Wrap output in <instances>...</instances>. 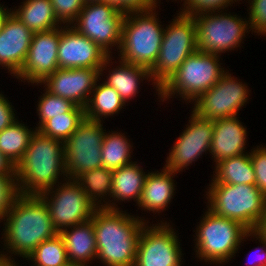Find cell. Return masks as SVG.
Here are the masks:
<instances>
[{"instance_id":"23","label":"cell","mask_w":266,"mask_h":266,"mask_svg":"<svg viewBox=\"0 0 266 266\" xmlns=\"http://www.w3.org/2000/svg\"><path fill=\"white\" fill-rule=\"evenodd\" d=\"M146 176L136 161L113 170L111 198L114 200H110L109 210H119L120 208L116 207L119 200H134L138 204Z\"/></svg>"},{"instance_id":"34","label":"cell","mask_w":266,"mask_h":266,"mask_svg":"<svg viewBox=\"0 0 266 266\" xmlns=\"http://www.w3.org/2000/svg\"><path fill=\"white\" fill-rule=\"evenodd\" d=\"M20 195L15 175H0V221L11 210Z\"/></svg>"},{"instance_id":"41","label":"cell","mask_w":266,"mask_h":266,"mask_svg":"<svg viewBox=\"0 0 266 266\" xmlns=\"http://www.w3.org/2000/svg\"><path fill=\"white\" fill-rule=\"evenodd\" d=\"M252 237L253 239L256 238L255 241L258 240L260 244H262V247H260L261 251L258 250L259 247L256 249L257 251L255 250V252L258 253L259 258L257 260L255 259L256 260L255 262H253L254 260L251 262L249 261L248 263H251L249 266H266V241L263 238H261L254 230L251 231V238Z\"/></svg>"},{"instance_id":"8","label":"cell","mask_w":266,"mask_h":266,"mask_svg":"<svg viewBox=\"0 0 266 266\" xmlns=\"http://www.w3.org/2000/svg\"><path fill=\"white\" fill-rule=\"evenodd\" d=\"M164 28V35L154 66L150 69L153 86L159 89L172 77L185 59L197 51L196 25L193 16L178 13Z\"/></svg>"},{"instance_id":"22","label":"cell","mask_w":266,"mask_h":266,"mask_svg":"<svg viewBox=\"0 0 266 266\" xmlns=\"http://www.w3.org/2000/svg\"><path fill=\"white\" fill-rule=\"evenodd\" d=\"M71 228V229H70ZM65 243L69 263L88 266L97 257L95 232L92 220L73 225L59 233Z\"/></svg>"},{"instance_id":"36","label":"cell","mask_w":266,"mask_h":266,"mask_svg":"<svg viewBox=\"0 0 266 266\" xmlns=\"http://www.w3.org/2000/svg\"><path fill=\"white\" fill-rule=\"evenodd\" d=\"M238 0H186L182 5L184 8L179 11L186 15H197L203 12H213L225 10Z\"/></svg>"},{"instance_id":"11","label":"cell","mask_w":266,"mask_h":266,"mask_svg":"<svg viewBox=\"0 0 266 266\" xmlns=\"http://www.w3.org/2000/svg\"><path fill=\"white\" fill-rule=\"evenodd\" d=\"M105 131L102 121L85 118L64 142L68 178L76 179L84 172L102 167L101 145Z\"/></svg>"},{"instance_id":"31","label":"cell","mask_w":266,"mask_h":266,"mask_svg":"<svg viewBox=\"0 0 266 266\" xmlns=\"http://www.w3.org/2000/svg\"><path fill=\"white\" fill-rule=\"evenodd\" d=\"M84 119V108L75 106L70 112L47 120L38 131L43 135L65 142Z\"/></svg>"},{"instance_id":"13","label":"cell","mask_w":266,"mask_h":266,"mask_svg":"<svg viewBox=\"0 0 266 266\" xmlns=\"http://www.w3.org/2000/svg\"><path fill=\"white\" fill-rule=\"evenodd\" d=\"M147 223L143 224L138 239L134 266H181L183 254L176 229L167 221Z\"/></svg>"},{"instance_id":"16","label":"cell","mask_w":266,"mask_h":266,"mask_svg":"<svg viewBox=\"0 0 266 266\" xmlns=\"http://www.w3.org/2000/svg\"><path fill=\"white\" fill-rule=\"evenodd\" d=\"M112 56L104 52L96 43L80 34L74 27H60L58 45V65L61 69L94 68L103 71L110 67Z\"/></svg>"},{"instance_id":"33","label":"cell","mask_w":266,"mask_h":266,"mask_svg":"<svg viewBox=\"0 0 266 266\" xmlns=\"http://www.w3.org/2000/svg\"><path fill=\"white\" fill-rule=\"evenodd\" d=\"M43 91L44 93L40 96L37 105V113L40 120L35 128L36 130H38L47 120L63 113L70 112L76 106L68 99L54 95L46 89Z\"/></svg>"},{"instance_id":"39","label":"cell","mask_w":266,"mask_h":266,"mask_svg":"<svg viewBox=\"0 0 266 266\" xmlns=\"http://www.w3.org/2000/svg\"><path fill=\"white\" fill-rule=\"evenodd\" d=\"M106 2L125 14L145 12L156 8L155 0H107Z\"/></svg>"},{"instance_id":"48","label":"cell","mask_w":266,"mask_h":266,"mask_svg":"<svg viewBox=\"0 0 266 266\" xmlns=\"http://www.w3.org/2000/svg\"><path fill=\"white\" fill-rule=\"evenodd\" d=\"M65 266H79V265H75V264H71V263H69V264H67V265H65Z\"/></svg>"},{"instance_id":"38","label":"cell","mask_w":266,"mask_h":266,"mask_svg":"<svg viewBox=\"0 0 266 266\" xmlns=\"http://www.w3.org/2000/svg\"><path fill=\"white\" fill-rule=\"evenodd\" d=\"M248 21L251 32L266 34V0H249Z\"/></svg>"},{"instance_id":"4","label":"cell","mask_w":266,"mask_h":266,"mask_svg":"<svg viewBox=\"0 0 266 266\" xmlns=\"http://www.w3.org/2000/svg\"><path fill=\"white\" fill-rule=\"evenodd\" d=\"M156 9L125 15L118 50L119 60L148 70L154 66L164 35V26L159 24Z\"/></svg>"},{"instance_id":"35","label":"cell","mask_w":266,"mask_h":266,"mask_svg":"<svg viewBox=\"0 0 266 266\" xmlns=\"http://www.w3.org/2000/svg\"><path fill=\"white\" fill-rule=\"evenodd\" d=\"M58 20L71 25L85 6V0H50Z\"/></svg>"},{"instance_id":"29","label":"cell","mask_w":266,"mask_h":266,"mask_svg":"<svg viewBox=\"0 0 266 266\" xmlns=\"http://www.w3.org/2000/svg\"><path fill=\"white\" fill-rule=\"evenodd\" d=\"M37 130L29 129L18 118L0 131V152L16 166L23 158L32 136Z\"/></svg>"},{"instance_id":"27","label":"cell","mask_w":266,"mask_h":266,"mask_svg":"<svg viewBox=\"0 0 266 266\" xmlns=\"http://www.w3.org/2000/svg\"><path fill=\"white\" fill-rule=\"evenodd\" d=\"M215 166L211 183L255 185L256 178L250 153L224 159Z\"/></svg>"},{"instance_id":"40","label":"cell","mask_w":266,"mask_h":266,"mask_svg":"<svg viewBox=\"0 0 266 266\" xmlns=\"http://www.w3.org/2000/svg\"><path fill=\"white\" fill-rule=\"evenodd\" d=\"M12 103L0 93V131L8 127L11 123L16 120V114L14 113V107Z\"/></svg>"},{"instance_id":"15","label":"cell","mask_w":266,"mask_h":266,"mask_svg":"<svg viewBox=\"0 0 266 266\" xmlns=\"http://www.w3.org/2000/svg\"><path fill=\"white\" fill-rule=\"evenodd\" d=\"M189 118H191L189 124L175 141L164 166L165 169L176 173L187 169L204 152L210 151L214 128L213 121L198 116L194 111Z\"/></svg>"},{"instance_id":"17","label":"cell","mask_w":266,"mask_h":266,"mask_svg":"<svg viewBox=\"0 0 266 266\" xmlns=\"http://www.w3.org/2000/svg\"><path fill=\"white\" fill-rule=\"evenodd\" d=\"M60 27L48 31L35 32L26 61L16 76L29 83H41L58 68V45Z\"/></svg>"},{"instance_id":"7","label":"cell","mask_w":266,"mask_h":266,"mask_svg":"<svg viewBox=\"0 0 266 266\" xmlns=\"http://www.w3.org/2000/svg\"><path fill=\"white\" fill-rule=\"evenodd\" d=\"M218 54L195 51L189 55L172 77L159 89L161 101L172 96L189 102L196 101L211 89L226 72L220 64ZM189 101V102H188Z\"/></svg>"},{"instance_id":"9","label":"cell","mask_w":266,"mask_h":266,"mask_svg":"<svg viewBox=\"0 0 266 266\" xmlns=\"http://www.w3.org/2000/svg\"><path fill=\"white\" fill-rule=\"evenodd\" d=\"M196 25L197 49L203 53L218 54L240 47L249 33V21L235 14L221 11L192 15Z\"/></svg>"},{"instance_id":"10","label":"cell","mask_w":266,"mask_h":266,"mask_svg":"<svg viewBox=\"0 0 266 266\" xmlns=\"http://www.w3.org/2000/svg\"><path fill=\"white\" fill-rule=\"evenodd\" d=\"M39 196L47 205L53 225L59 233L91 220L97 210L79 183L71 178L65 179L64 183L61 181Z\"/></svg>"},{"instance_id":"1","label":"cell","mask_w":266,"mask_h":266,"mask_svg":"<svg viewBox=\"0 0 266 266\" xmlns=\"http://www.w3.org/2000/svg\"><path fill=\"white\" fill-rule=\"evenodd\" d=\"M1 222L5 224L3 249L8 251L1 254L8 257L11 253L27 259L43 241L59 233L53 225L47 205L39 195L20 194Z\"/></svg>"},{"instance_id":"32","label":"cell","mask_w":266,"mask_h":266,"mask_svg":"<svg viewBox=\"0 0 266 266\" xmlns=\"http://www.w3.org/2000/svg\"><path fill=\"white\" fill-rule=\"evenodd\" d=\"M27 260L33 262L31 266H65L69 264L62 236L58 233L43 241L28 256Z\"/></svg>"},{"instance_id":"25","label":"cell","mask_w":266,"mask_h":266,"mask_svg":"<svg viewBox=\"0 0 266 266\" xmlns=\"http://www.w3.org/2000/svg\"><path fill=\"white\" fill-rule=\"evenodd\" d=\"M116 68L110 69L105 83L113 87L120 95L121 99L126 103L129 99H133L139 92L140 81L147 79L153 83L150 70L139 65L126 63L119 60Z\"/></svg>"},{"instance_id":"42","label":"cell","mask_w":266,"mask_h":266,"mask_svg":"<svg viewBox=\"0 0 266 266\" xmlns=\"http://www.w3.org/2000/svg\"><path fill=\"white\" fill-rule=\"evenodd\" d=\"M0 175H15V166L0 152Z\"/></svg>"},{"instance_id":"47","label":"cell","mask_w":266,"mask_h":266,"mask_svg":"<svg viewBox=\"0 0 266 266\" xmlns=\"http://www.w3.org/2000/svg\"><path fill=\"white\" fill-rule=\"evenodd\" d=\"M160 0H155V6L158 8V4L160 3L159 2ZM175 1H177V0H175ZM186 2V0H183V4Z\"/></svg>"},{"instance_id":"12","label":"cell","mask_w":266,"mask_h":266,"mask_svg":"<svg viewBox=\"0 0 266 266\" xmlns=\"http://www.w3.org/2000/svg\"><path fill=\"white\" fill-rule=\"evenodd\" d=\"M125 15L107 2L85 3L71 26L110 56L112 46H117V51L120 48Z\"/></svg>"},{"instance_id":"20","label":"cell","mask_w":266,"mask_h":266,"mask_svg":"<svg viewBox=\"0 0 266 266\" xmlns=\"http://www.w3.org/2000/svg\"><path fill=\"white\" fill-rule=\"evenodd\" d=\"M213 123V137L209 152L215 164L224 159L248 153L245 151L246 127L242 125L237 116L217 119Z\"/></svg>"},{"instance_id":"6","label":"cell","mask_w":266,"mask_h":266,"mask_svg":"<svg viewBox=\"0 0 266 266\" xmlns=\"http://www.w3.org/2000/svg\"><path fill=\"white\" fill-rule=\"evenodd\" d=\"M206 192L208 209L218 216L256 229L266 213V197L255 185L211 183Z\"/></svg>"},{"instance_id":"5","label":"cell","mask_w":266,"mask_h":266,"mask_svg":"<svg viewBox=\"0 0 266 266\" xmlns=\"http://www.w3.org/2000/svg\"><path fill=\"white\" fill-rule=\"evenodd\" d=\"M195 231L196 257L210 265L225 264L238 252L251 231L240 222L221 217L207 209Z\"/></svg>"},{"instance_id":"3","label":"cell","mask_w":266,"mask_h":266,"mask_svg":"<svg viewBox=\"0 0 266 266\" xmlns=\"http://www.w3.org/2000/svg\"><path fill=\"white\" fill-rule=\"evenodd\" d=\"M67 179L64 142L43 135L32 136L22 160L15 166V177L22 195H39ZM66 176V177H65Z\"/></svg>"},{"instance_id":"14","label":"cell","mask_w":266,"mask_h":266,"mask_svg":"<svg viewBox=\"0 0 266 266\" xmlns=\"http://www.w3.org/2000/svg\"><path fill=\"white\" fill-rule=\"evenodd\" d=\"M226 71L217 83L194 101V111L207 120L231 118L247 104L249 99L248 86L240 82Z\"/></svg>"},{"instance_id":"43","label":"cell","mask_w":266,"mask_h":266,"mask_svg":"<svg viewBox=\"0 0 266 266\" xmlns=\"http://www.w3.org/2000/svg\"><path fill=\"white\" fill-rule=\"evenodd\" d=\"M254 231L266 241V213Z\"/></svg>"},{"instance_id":"30","label":"cell","mask_w":266,"mask_h":266,"mask_svg":"<svg viewBox=\"0 0 266 266\" xmlns=\"http://www.w3.org/2000/svg\"><path fill=\"white\" fill-rule=\"evenodd\" d=\"M124 135L117 131L105 132L101 145L102 167L113 171L132 163L133 145Z\"/></svg>"},{"instance_id":"44","label":"cell","mask_w":266,"mask_h":266,"mask_svg":"<svg viewBox=\"0 0 266 266\" xmlns=\"http://www.w3.org/2000/svg\"><path fill=\"white\" fill-rule=\"evenodd\" d=\"M0 266H17V264L14 261V258H12L11 254L9 257L0 254Z\"/></svg>"},{"instance_id":"18","label":"cell","mask_w":266,"mask_h":266,"mask_svg":"<svg viewBox=\"0 0 266 266\" xmlns=\"http://www.w3.org/2000/svg\"><path fill=\"white\" fill-rule=\"evenodd\" d=\"M101 69L94 68H58L41 83L45 89L59 97L70 100L76 106L85 108L96 83L101 80ZM100 78V79H99Z\"/></svg>"},{"instance_id":"19","label":"cell","mask_w":266,"mask_h":266,"mask_svg":"<svg viewBox=\"0 0 266 266\" xmlns=\"http://www.w3.org/2000/svg\"><path fill=\"white\" fill-rule=\"evenodd\" d=\"M33 34L12 12L4 21L0 31V65L14 77L26 61Z\"/></svg>"},{"instance_id":"26","label":"cell","mask_w":266,"mask_h":266,"mask_svg":"<svg viewBox=\"0 0 266 266\" xmlns=\"http://www.w3.org/2000/svg\"><path fill=\"white\" fill-rule=\"evenodd\" d=\"M96 83L90 98L84 108L85 118L93 121H103L108 116H113L121 111L125 102L117 91L105 82Z\"/></svg>"},{"instance_id":"37","label":"cell","mask_w":266,"mask_h":266,"mask_svg":"<svg viewBox=\"0 0 266 266\" xmlns=\"http://www.w3.org/2000/svg\"><path fill=\"white\" fill-rule=\"evenodd\" d=\"M250 157L255 172V186L266 197V146H257L250 150Z\"/></svg>"},{"instance_id":"28","label":"cell","mask_w":266,"mask_h":266,"mask_svg":"<svg viewBox=\"0 0 266 266\" xmlns=\"http://www.w3.org/2000/svg\"><path fill=\"white\" fill-rule=\"evenodd\" d=\"M112 176V170L100 167L84 172L75 180L79 183L89 200L97 207V209H109V201L111 199L109 197H111L112 190ZM107 199L108 201H105ZM102 201H104V204Z\"/></svg>"},{"instance_id":"21","label":"cell","mask_w":266,"mask_h":266,"mask_svg":"<svg viewBox=\"0 0 266 266\" xmlns=\"http://www.w3.org/2000/svg\"><path fill=\"white\" fill-rule=\"evenodd\" d=\"M176 172L167 170L163 167L161 172H148L144 187L142 189L141 197L138 202L139 208L152 213L160 214L161 211L166 210L174 196ZM169 203V204H168Z\"/></svg>"},{"instance_id":"24","label":"cell","mask_w":266,"mask_h":266,"mask_svg":"<svg viewBox=\"0 0 266 266\" xmlns=\"http://www.w3.org/2000/svg\"><path fill=\"white\" fill-rule=\"evenodd\" d=\"M12 14L33 33L63 26L55 15L50 0H24Z\"/></svg>"},{"instance_id":"45","label":"cell","mask_w":266,"mask_h":266,"mask_svg":"<svg viewBox=\"0 0 266 266\" xmlns=\"http://www.w3.org/2000/svg\"><path fill=\"white\" fill-rule=\"evenodd\" d=\"M4 5L0 4V31L2 29V26L4 24L5 19L7 18V16L11 13V9L9 10L8 8H6Z\"/></svg>"},{"instance_id":"46","label":"cell","mask_w":266,"mask_h":266,"mask_svg":"<svg viewBox=\"0 0 266 266\" xmlns=\"http://www.w3.org/2000/svg\"><path fill=\"white\" fill-rule=\"evenodd\" d=\"M107 0H85V3H98V2H106Z\"/></svg>"},{"instance_id":"2","label":"cell","mask_w":266,"mask_h":266,"mask_svg":"<svg viewBox=\"0 0 266 266\" xmlns=\"http://www.w3.org/2000/svg\"><path fill=\"white\" fill-rule=\"evenodd\" d=\"M137 217V218H136ZM122 210L97 209L92 217L97 257L106 266H134L144 218Z\"/></svg>"}]
</instances>
